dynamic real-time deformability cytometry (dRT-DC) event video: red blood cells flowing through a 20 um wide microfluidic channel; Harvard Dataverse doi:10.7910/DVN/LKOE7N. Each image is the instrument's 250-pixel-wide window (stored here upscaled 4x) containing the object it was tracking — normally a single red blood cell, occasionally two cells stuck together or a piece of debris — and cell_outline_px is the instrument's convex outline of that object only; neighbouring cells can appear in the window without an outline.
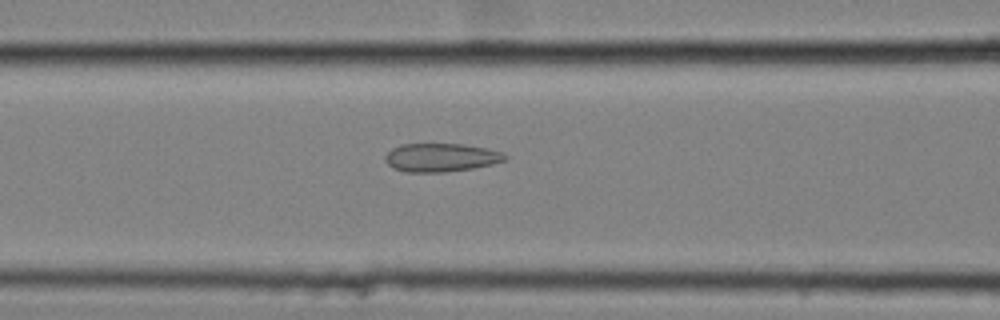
{"species": "common noctule bat (a hibernating species)", "species_latin": "Nyctalus noctula", "temperature_condition": "cold", "stored_images_in_passage": 49, "camera_frame_rate_fps": 3000, "um_per_image_px": 0.085, "animal": {"sex": "female", "body_mass_g": 25.1}, "frame": {"image": 1, "passage_image": 16, "time_ms": 5.0, "image_size_px": [1000, 320], "cell_outline_px": [[508, 160], [492, 164], [472, 168], [444, 172], [404, 172], [392, 168], [384, 160], [384, 156], [392, 148], [400, 144], [464, 144], [488, 148], [504, 152], [508, 156]], "centroid_in_image_um": [37.5, 13.38], "position_along_channel_um": 129.1, "area_um2": 20.11}}
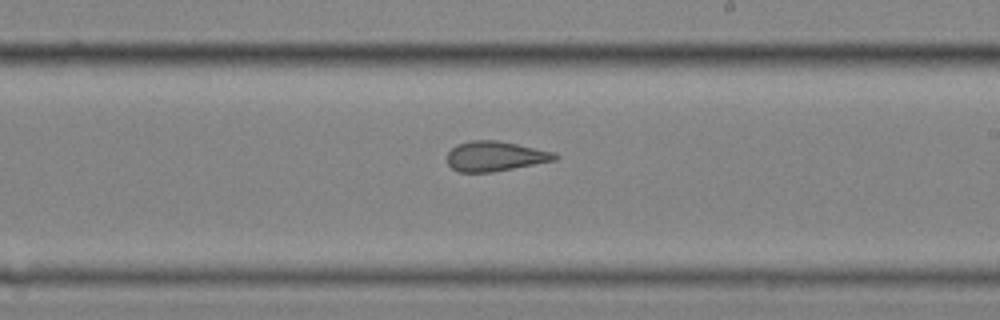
{"frame": {"image": 2, "passage_image": 26, "time_ms": 8.333, "image_size_px": [1000, 320], "cell_outline_px": [[560, 156], [556, 160], [492, 172], [460, 172], [452, 168], [448, 164], [448, 152], [456, 144], [472, 140], [496, 140], [556, 152]], "centroid_in_image_um": [42.1, 13.27], "position_along_channel_um": 246.9, "area_um2": 18.73}}
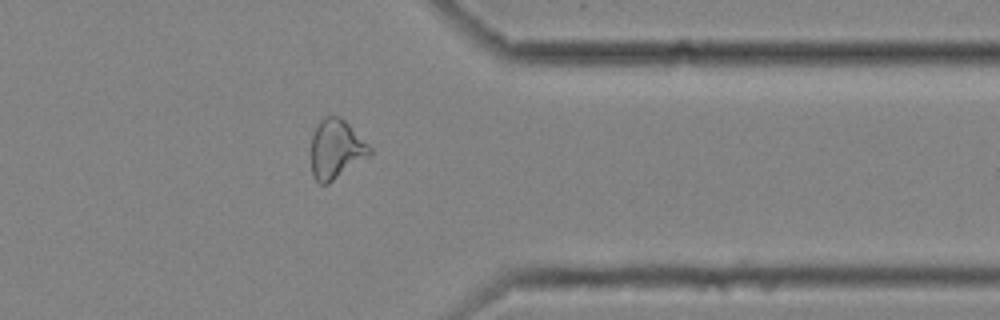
{"frame": {"image": 3, "passage_image": 38, "time_ms": 12.333, "image_size_px": [1000, 320], "cell_outline_px": [[372, 152], [368, 156], [328, 184], [320, 184], [312, 176], [312, 136], [320, 120], [324, 116], [340, 116], [372, 148]], "centroid_in_image_um": [28.55, 12.68], "position_along_channel_um": 382.8, "area_um2": 19.88}, "authors_computed_cell_mechanics": {"area_um2": 20.4612, "velocity_mm_per_s": 3.5436, "shape_relaxation_time_tau1_ms": null, "shape_relaxation_time_tau2_ms": 1.9022, "deformation_change_tau1": null, "deformation_change_tau2": 0.1005}}